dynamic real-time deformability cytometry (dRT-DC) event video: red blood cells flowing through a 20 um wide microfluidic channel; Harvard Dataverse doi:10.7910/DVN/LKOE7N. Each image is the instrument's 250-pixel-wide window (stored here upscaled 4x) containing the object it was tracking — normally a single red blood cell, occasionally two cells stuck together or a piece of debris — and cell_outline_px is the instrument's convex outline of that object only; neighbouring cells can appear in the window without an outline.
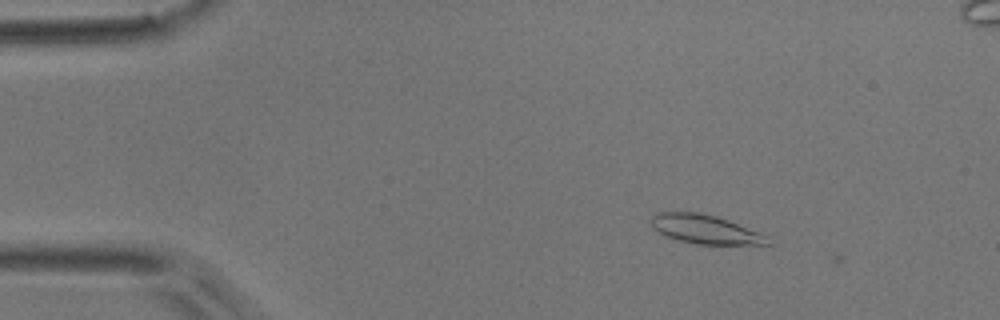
{"species": "common noctule bat (a hibernating species)", "species_latin": "Nyctalus noctula", "temperature_condition": "room temperature", "stored_images_in_passage": 4, "camera_frame_rate_fps": 3000, "um_per_image_px": 0.085, "animal": {"sex": "male", "body_mass_g": 17.9}, "frame": {"image": 1, "passage_image": 3, "time_ms": 0.667, "image_size_px": [1000, 320], "cell_outline_px": [[776, 244], [696, 244], [664, 236], [652, 228], [652, 216], [656, 212], [700, 212], [716, 216], [728, 220], [772, 236]], "centroid_in_image_um": [60.03, 19.5], "position_along_channel_um": 25.0, "area_um2": 20.0}}